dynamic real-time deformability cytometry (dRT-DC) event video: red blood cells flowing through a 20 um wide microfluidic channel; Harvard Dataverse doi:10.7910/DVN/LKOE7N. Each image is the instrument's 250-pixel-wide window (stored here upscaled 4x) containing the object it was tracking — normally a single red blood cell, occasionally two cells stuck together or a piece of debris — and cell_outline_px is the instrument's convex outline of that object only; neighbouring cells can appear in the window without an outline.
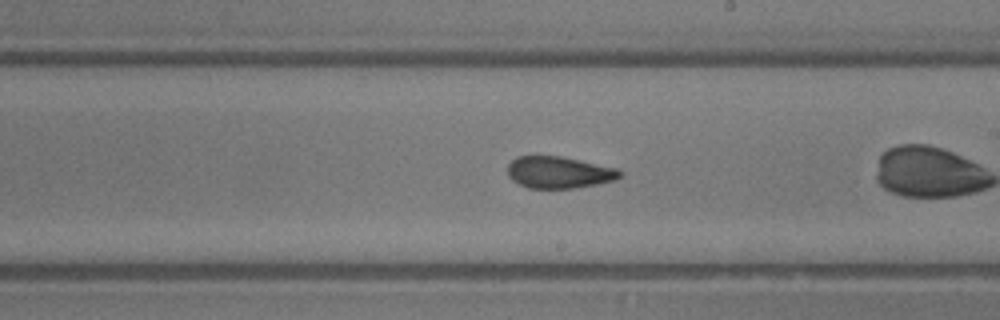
{"species": "common noctule bat (a hibernating species)", "species_latin": "Nyctalus noctula", "temperature_condition": "room temperature", "stored_images_in_passage": 31, "camera_frame_rate_fps": 3000, "um_per_image_px": 0.085, "animal": {"sex": "male", "body_mass_g": 13.3}, "frame": {"image": 1, "passage_image": 22, "time_ms": 7.0, "image_size_px": [1000, 320], "cell_outline_px": [[624, 172], [616, 180], [596, 184], [572, 188], [528, 188], [512, 180], [508, 176], [508, 164], [516, 156], [560, 156], [616, 168]], "centroid_in_image_um": [47.5, 14.65], "position_along_channel_um": 241.5, "area_um2": 20.69}}
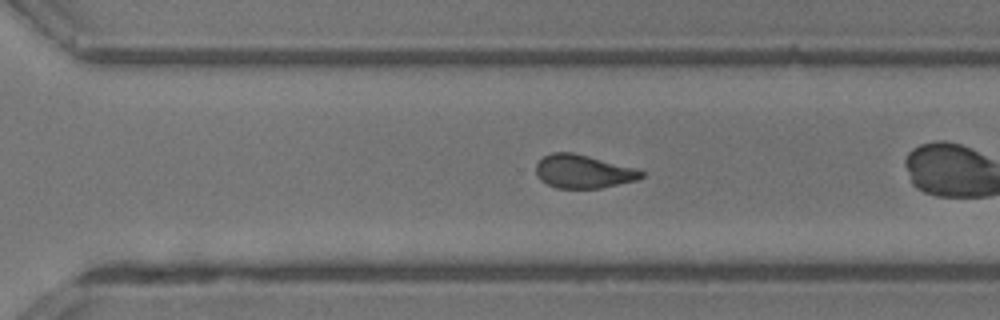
{"frame": {"image": 2, "passage_image": 27, "time_ms": 8.667, "image_size_px": [1000, 320], "cell_outline_px": [[644, 176], [636, 180], [600, 188], [556, 188], [540, 180], [536, 172], [536, 164], [544, 156], [552, 152], [572, 152], [636, 168], [644, 172]], "centroid_in_image_um": [49.56, 14.57], "position_along_channel_um": 321.0, "area_um2": 20.35}}